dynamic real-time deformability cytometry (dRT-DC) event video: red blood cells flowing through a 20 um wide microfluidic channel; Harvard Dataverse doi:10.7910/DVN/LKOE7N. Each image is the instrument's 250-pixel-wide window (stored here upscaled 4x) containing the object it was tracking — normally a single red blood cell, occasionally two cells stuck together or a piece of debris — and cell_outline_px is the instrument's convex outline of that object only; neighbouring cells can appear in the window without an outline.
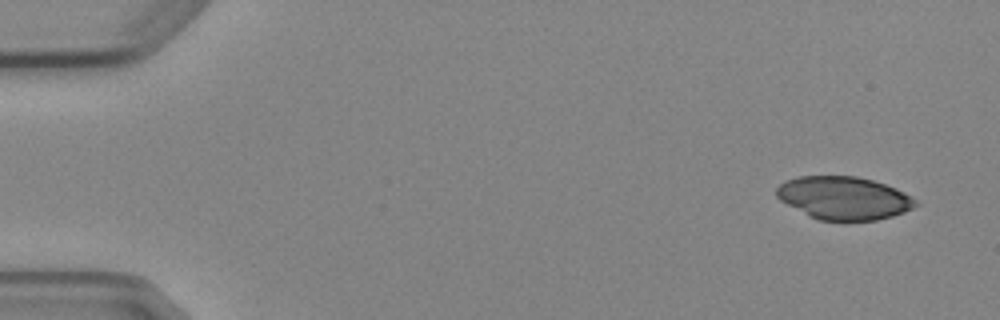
{"species": "Egyptian fruit bat (a non-hibernating species)", "species_latin": "Rousettus aegyptiacus", "temperature_condition": "cold", "stored_images_in_passage": 5, "camera_frame_rate_fps": 3000, "um_per_image_px": 0.085, "animal": {"sex": "female"}, "frame": {"image": 1, "passage_image": 1, "time_ms": 0.0, "image_size_px": [1000, 320], "cell_outline_px": [[920, 204], [904, 212], [892, 216], [876, 220], [816, 220], [808, 216], [780, 200], [776, 196], [776, 188], [784, 180], [796, 176], [856, 176], [872, 180], [896, 188], [904, 192], [916, 200]], "centroid_in_image_um": [71.7, 16.82], "position_along_channel_um": 13.3, "area_um2": 34.91}}